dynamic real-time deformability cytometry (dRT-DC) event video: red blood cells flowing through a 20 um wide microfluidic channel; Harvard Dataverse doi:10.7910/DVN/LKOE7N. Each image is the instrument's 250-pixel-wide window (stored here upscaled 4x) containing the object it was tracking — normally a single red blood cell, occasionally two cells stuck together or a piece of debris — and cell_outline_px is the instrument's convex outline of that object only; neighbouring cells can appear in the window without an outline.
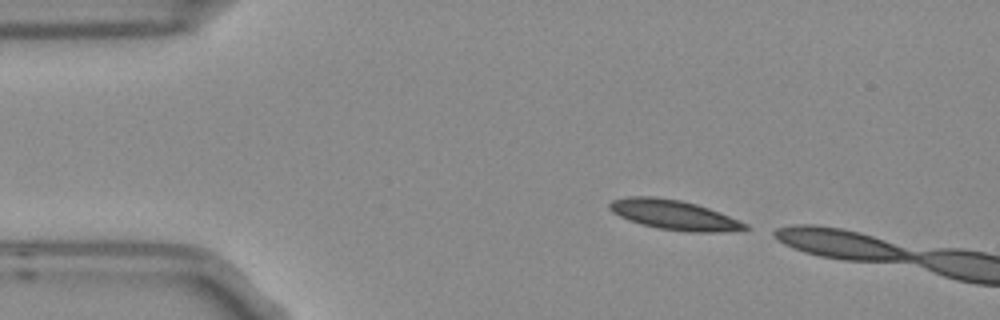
{"species": "Egyptian fruit bat (a non-hibernating species)", "species_latin": "Rousettus aegyptiacus", "temperature_condition": "room temperature", "stored_images_in_passage": 3, "camera_frame_rate_fps": 3000, "um_per_image_px": 0.085, "frame": {"image": 1, "passage_image": 1, "time_ms": 0.0, "image_size_px": [1000, 320], "cell_outline_px": [[752, 228], [716, 232], [688, 232], [660, 228], [640, 224], [628, 220], [612, 212], [608, 208], [608, 204], [612, 200], [628, 196], [652, 196], [680, 200], [696, 204], [708, 208], [748, 224]], "centroid_in_image_um": [57.25, 18.26], "position_along_channel_um": 27.8, "area_um2": 23.29}}